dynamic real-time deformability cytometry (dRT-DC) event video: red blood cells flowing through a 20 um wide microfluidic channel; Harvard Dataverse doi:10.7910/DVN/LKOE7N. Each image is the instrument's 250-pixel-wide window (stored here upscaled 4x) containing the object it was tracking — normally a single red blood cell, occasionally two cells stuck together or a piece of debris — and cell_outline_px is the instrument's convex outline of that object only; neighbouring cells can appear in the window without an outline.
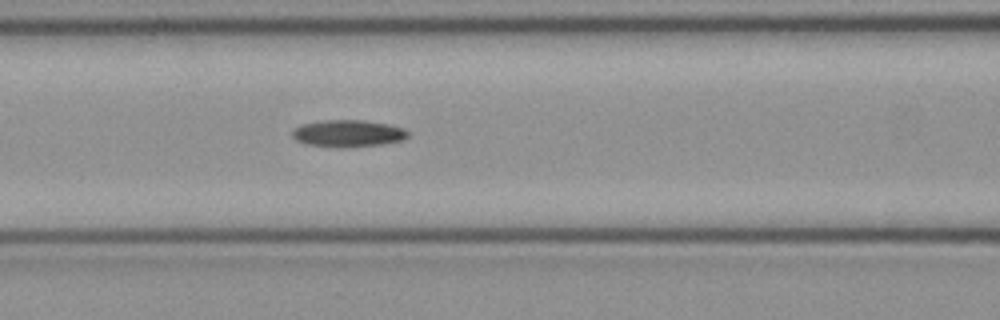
{"species": "common noctule bat (a hibernating species)", "species_latin": "Nyctalus noctula", "temperature_condition": "cold", "stored_images_in_passage": 33, "camera_frame_rate_fps": 3000, "um_per_image_px": 0.085, "animal": {"sex": "female", "body_mass_g": 21.9}, "frame": {"image": 1, "passage_image": 11, "time_ms": 3.333, "image_size_px": [1000, 320], "cell_outline_px": [[408, 136], [404, 140], [384, 144], [348, 148], [336, 148], [304, 144], [296, 140], [292, 136], [292, 128], [300, 124], [320, 120], [364, 120], [388, 124], [404, 128], [408, 132]], "centroid_in_image_um": [29.55, 11.35], "position_along_channel_um": 137.1, "area_um2": 18.73}}
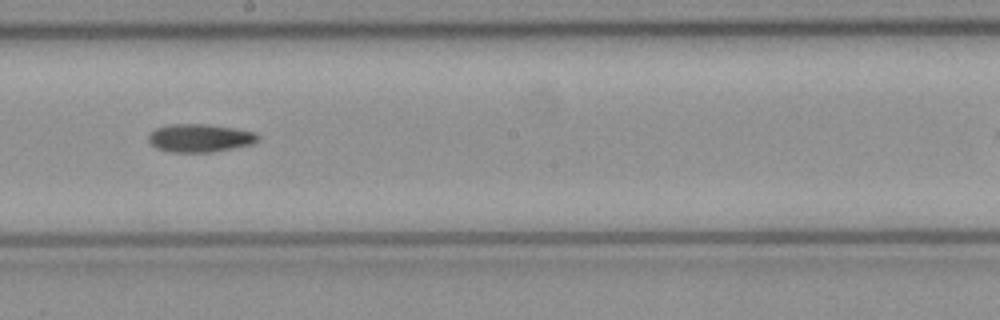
{"frame": {"image": 2, "passage_image": 18, "time_ms": 5.667, "image_size_px": [1000, 320], "cell_outline_px": [[260, 140], [252, 144], [212, 152], [172, 152], [156, 148], [148, 140], [148, 136], [156, 128], [168, 124], [208, 124], [256, 132], [260, 136]], "centroid_in_image_um": [17.01, 11.73], "position_along_channel_um": 231.2, "area_um2": 17.92}}
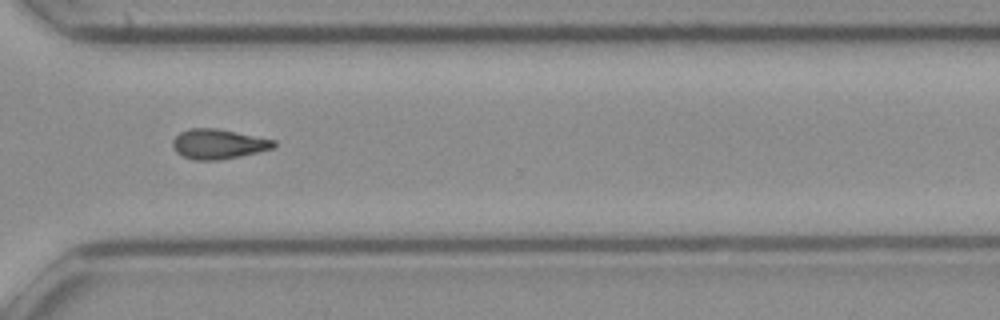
{"frame": {"image": 3, "passage_image": 27, "time_ms": 8.667, "image_size_px": [1000, 320], "cell_outline_px": [[276, 144], [272, 148], [240, 156], [220, 160], [192, 160], [176, 152], [172, 148], [172, 140], [180, 132], [192, 128], [216, 128], [276, 140]], "centroid_in_image_um": [18.52, 12.24], "position_along_channel_um": 352.1, "area_um2": 17.51}}